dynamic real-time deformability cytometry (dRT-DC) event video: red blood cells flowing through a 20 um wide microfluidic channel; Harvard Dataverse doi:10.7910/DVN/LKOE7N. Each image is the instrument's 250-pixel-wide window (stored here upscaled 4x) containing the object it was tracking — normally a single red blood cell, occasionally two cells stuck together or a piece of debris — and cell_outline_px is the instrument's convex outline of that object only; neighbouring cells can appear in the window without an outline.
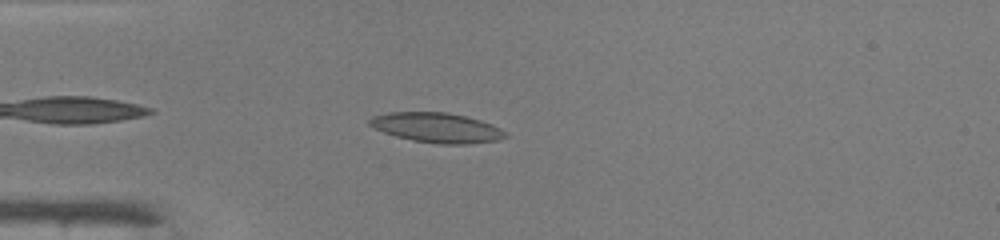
{"species": "common noctule bat (a hibernating species)", "species_latin": "Nyctalus noctula", "temperature_condition": "warm", "stored_images_in_passage": 37, "camera_frame_rate_fps": 3000, "um_per_image_px": 0.085, "animal": {"sex": "male", "body_mass_g": 19.0, "forearm_length_mm": 50.8}, "frame": {"image": 1, "passage_image": 4, "time_ms": 1.0, "image_size_px": [1000, 240], "cell_outline_px": [[508, 136], [496, 140], [468, 144], [440, 144], [412, 140], [396, 136], [384, 132], [368, 124], [368, 120], [372, 116], [388, 112], [444, 112], [464, 116], [480, 120], [492, 124], [500, 128]], "centroid_in_image_um": [37.11, 10.85], "position_along_channel_um": 47.9, "area_um2": 23.41}}
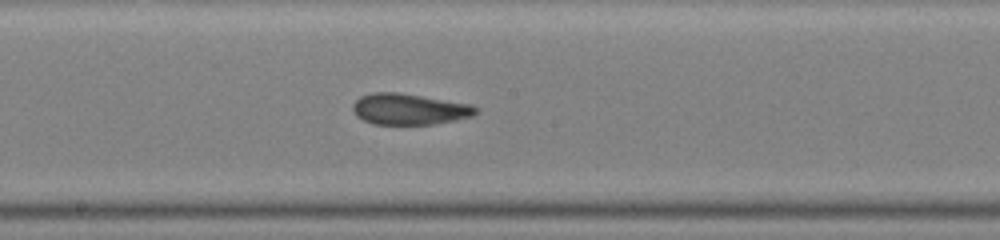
{"frame": {"image": 2, "passage_image": 17, "time_ms": 5.333, "image_size_px": [1000, 240], "cell_outline_px": [[476, 112], [472, 116], [456, 120], [432, 124], [372, 124], [356, 116], [352, 108], [352, 104], [360, 96], [372, 92], [396, 92], [472, 104], [476, 108]], "centroid_in_image_um": [34.75, 9.27], "position_along_channel_um": 213.5, "area_um2": 22.2}}
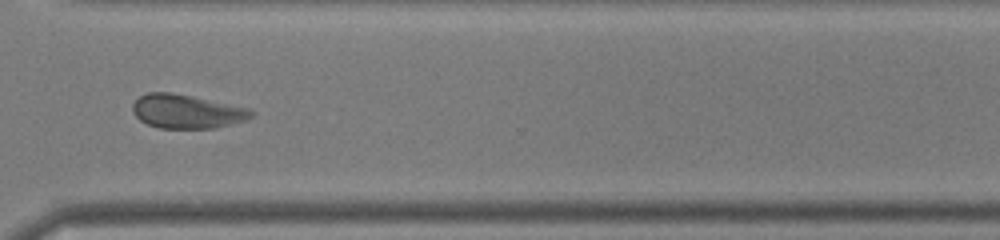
{"frame": {"image": 3, "passage_image": 27, "time_ms": 8.667, "image_size_px": [1000, 240], "cell_outline_px": [[256, 112], [252, 116], [244, 120], [216, 128], [160, 128], [148, 124], [140, 120], [136, 116], [132, 108], [132, 104], [140, 96], [148, 92], [172, 92], [192, 96], [248, 108]], "centroid_in_image_um": [15.86, 9.47], "position_along_channel_um": 354.7, "area_um2": 23.24}, "authors_computed_cell_mechanics": {"area_um2": 22.9466, "velocity_mm_per_s": 4.2128, "shape_relaxation_time_tau1_ms": 4.9849, "shape_relaxation_time_tau2_ms": 3.0464, "deformation_change_tau1": 0.1182, "deformation_change_tau2": 0.1168}}